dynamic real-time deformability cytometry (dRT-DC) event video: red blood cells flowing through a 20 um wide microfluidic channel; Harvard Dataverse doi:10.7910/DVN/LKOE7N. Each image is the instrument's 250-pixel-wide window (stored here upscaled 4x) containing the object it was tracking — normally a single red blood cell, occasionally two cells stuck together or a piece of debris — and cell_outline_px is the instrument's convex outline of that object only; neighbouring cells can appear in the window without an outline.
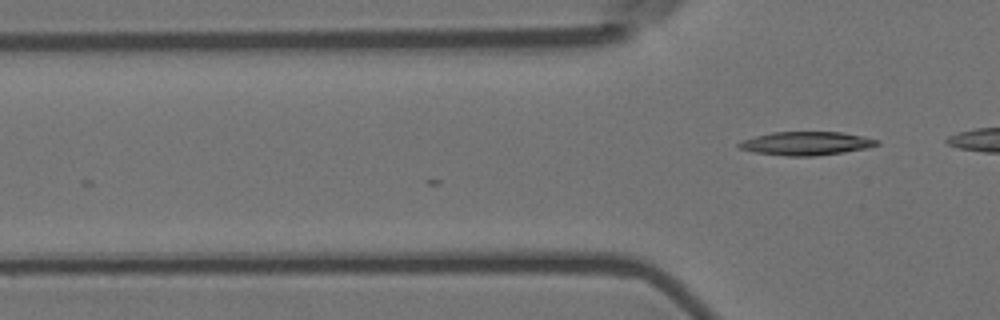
{"species": "Egyptian fruit bat (a non-hibernating species)", "species_latin": "Rousettus aegyptiacus", "temperature_condition": "room temperature", "stored_images_in_passage": 2, "camera_frame_rate_fps": 3000, "um_per_image_px": 0.085, "animal": {"sex": "female"}, "frame": {"image": 1, "passage_image": 2, "time_ms": 0.333, "image_size_px": [1000, 320], "cell_outline_px": [[880, 144], [868, 148], [844, 152], [812, 156], [784, 156], [752, 152], [740, 148], [736, 144], [744, 140], [756, 136], [772, 132], [840, 132], [880, 140]], "centroid_in_image_um": [68.53, 12.2], "position_along_channel_um": 57.3, "area_um2": 18.84}}